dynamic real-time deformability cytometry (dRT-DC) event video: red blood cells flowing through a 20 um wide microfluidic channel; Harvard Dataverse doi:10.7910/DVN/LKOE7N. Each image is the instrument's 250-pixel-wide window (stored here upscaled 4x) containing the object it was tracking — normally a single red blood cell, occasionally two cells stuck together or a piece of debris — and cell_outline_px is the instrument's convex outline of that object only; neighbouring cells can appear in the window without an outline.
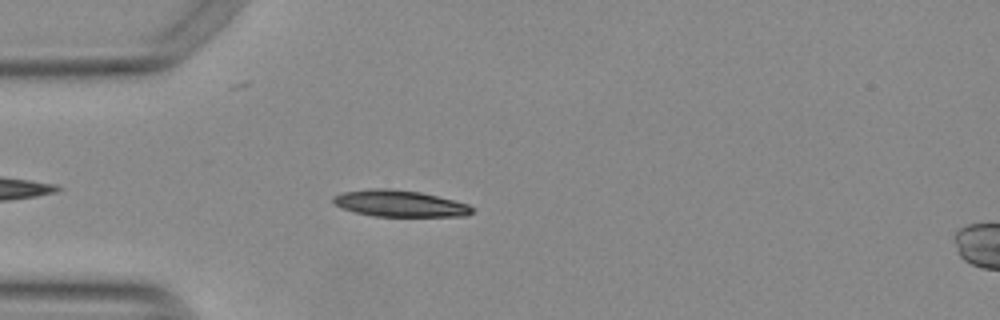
{"species": "Egyptian fruit bat (a non-hibernating species)", "species_latin": "Rousettus aegyptiacus", "temperature_condition": "warm", "stored_images_in_passage": 19, "camera_frame_rate_fps": 3000, "um_per_image_px": 0.085, "animal": {"sex": "female"}, "frame": {"image": 1, "passage_image": 5, "time_ms": 1.333, "image_size_px": [1000, 320], "cell_outline_px": [[472, 212], [464, 216], [372, 216], [356, 212], [344, 208], [336, 204], [332, 200], [332, 196], [344, 192], [368, 188], [388, 188], [420, 192], [468, 204], [472, 208]], "centroid_in_image_um": [33.94, 17.29], "position_along_channel_um": 51.1, "area_um2": 21.15}}
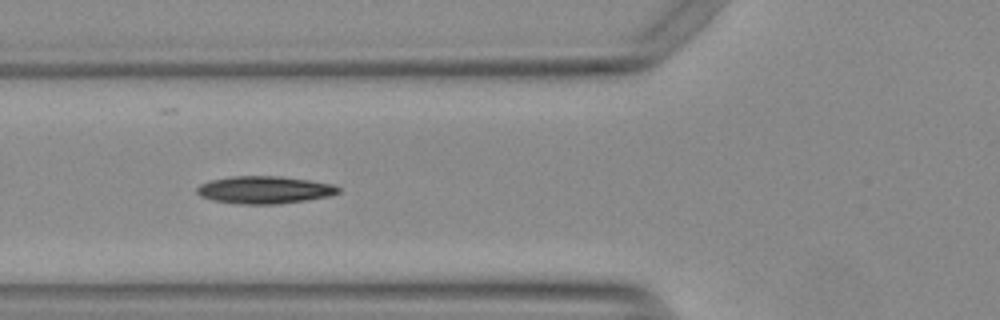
{"frame": {"image": 2, "passage_image": 10, "time_ms": 3.0, "image_size_px": [1000, 320], "cell_outline_px": [[340, 192], [328, 196], [304, 200], [276, 204], [236, 204], [212, 200], [200, 196], [196, 192], [196, 188], [200, 184], [212, 180], [232, 176], [280, 176], [308, 180], [332, 184], [340, 188]], "centroid_in_image_um": [22.44, 16.14], "position_along_channel_um": 103.4, "area_um2": 22.54}}
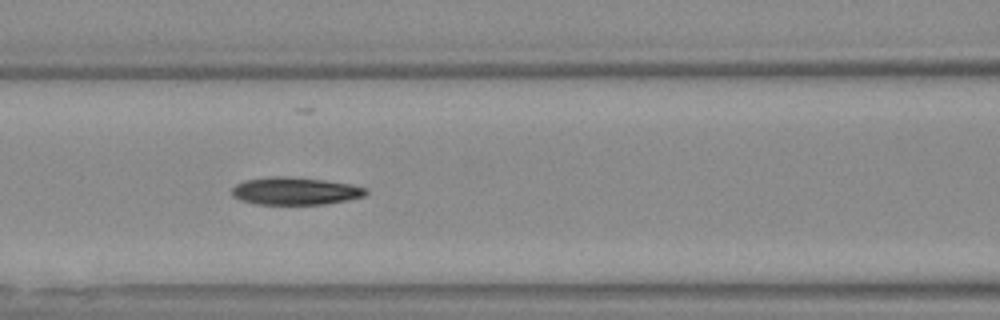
{"frame": {"image": 3, "passage_image": 13, "time_ms": 4.0, "image_size_px": [1000, 320], "cell_outline_px": [[368, 192], [364, 196], [348, 200], [324, 204], [256, 204], [240, 200], [232, 196], [232, 188], [236, 184], [248, 180], [272, 176], [284, 176], [324, 180], [348, 184], [368, 188]], "centroid_in_image_um": [25.09, 16.24], "position_along_channel_um": 141.5, "area_um2": 21.39}}